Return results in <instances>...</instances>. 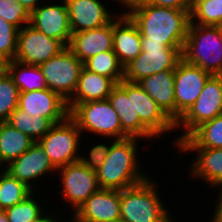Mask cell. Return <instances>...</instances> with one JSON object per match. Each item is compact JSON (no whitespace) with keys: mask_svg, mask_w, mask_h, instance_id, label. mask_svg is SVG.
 <instances>
[{"mask_svg":"<svg viewBox=\"0 0 222 222\" xmlns=\"http://www.w3.org/2000/svg\"><path fill=\"white\" fill-rule=\"evenodd\" d=\"M136 24L141 42L167 47H184L190 24V12L152 3L139 5L126 13Z\"/></svg>","mask_w":222,"mask_h":222,"instance_id":"cell-1","label":"cell"},{"mask_svg":"<svg viewBox=\"0 0 222 222\" xmlns=\"http://www.w3.org/2000/svg\"><path fill=\"white\" fill-rule=\"evenodd\" d=\"M107 157L96 170L100 189L123 190L148 179L137 159L138 138L112 140Z\"/></svg>","mask_w":222,"mask_h":222,"instance_id":"cell-2","label":"cell"},{"mask_svg":"<svg viewBox=\"0 0 222 222\" xmlns=\"http://www.w3.org/2000/svg\"><path fill=\"white\" fill-rule=\"evenodd\" d=\"M155 184L148 177L138 185L120 190V221L174 222Z\"/></svg>","mask_w":222,"mask_h":222,"instance_id":"cell-3","label":"cell"},{"mask_svg":"<svg viewBox=\"0 0 222 222\" xmlns=\"http://www.w3.org/2000/svg\"><path fill=\"white\" fill-rule=\"evenodd\" d=\"M182 59L211 75H222V28L190 23Z\"/></svg>","mask_w":222,"mask_h":222,"instance_id":"cell-4","label":"cell"},{"mask_svg":"<svg viewBox=\"0 0 222 222\" xmlns=\"http://www.w3.org/2000/svg\"><path fill=\"white\" fill-rule=\"evenodd\" d=\"M69 116L77 123L82 133L121 140L129 136L121 129L118 114L108 99L85 103H67Z\"/></svg>","mask_w":222,"mask_h":222,"instance_id":"cell-5","label":"cell"},{"mask_svg":"<svg viewBox=\"0 0 222 222\" xmlns=\"http://www.w3.org/2000/svg\"><path fill=\"white\" fill-rule=\"evenodd\" d=\"M142 52L124 67L123 80L137 83L163 70H175L182 59L183 47H167L162 43L141 42Z\"/></svg>","mask_w":222,"mask_h":222,"instance_id":"cell-6","label":"cell"},{"mask_svg":"<svg viewBox=\"0 0 222 222\" xmlns=\"http://www.w3.org/2000/svg\"><path fill=\"white\" fill-rule=\"evenodd\" d=\"M81 133L77 123L68 116L64 121L54 124L38 143L58 169L80 160L78 150L80 136H83Z\"/></svg>","mask_w":222,"mask_h":222,"instance_id":"cell-7","label":"cell"},{"mask_svg":"<svg viewBox=\"0 0 222 222\" xmlns=\"http://www.w3.org/2000/svg\"><path fill=\"white\" fill-rule=\"evenodd\" d=\"M220 114H222V75H211L196 102L175 124L176 129L181 126L185 130L175 139V146L202 123Z\"/></svg>","mask_w":222,"mask_h":222,"instance_id":"cell-8","label":"cell"},{"mask_svg":"<svg viewBox=\"0 0 222 222\" xmlns=\"http://www.w3.org/2000/svg\"><path fill=\"white\" fill-rule=\"evenodd\" d=\"M48 89L68 101L74 94L84 63L68 47L39 65Z\"/></svg>","mask_w":222,"mask_h":222,"instance_id":"cell-9","label":"cell"},{"mask_svg":"<svg viewBox=\"0 0 222 222\" xmlns=\"http://www.w3.org/2000/svg\"><path fill=\"white\" fill-rule=\"evenodd\" d=\"M61 175V197L67 200L76 211L93 193L100 187L97 181V173L80 161L58 168Z\"/></svg>","mask_w":222,"mask_h":222,"instance_id":"cell-10","label":"cell"},{"mask_svg":"<svg viewBox=\"0 0 222 222\" xmlns=\"http://www.w3.org/2000/svg\"><path fill=\"white\" fill-rule=\"evenodd\" d=\"M64 48L65 46L59 40L46 36L28 24L18 31L14 60L27 65L39 66Z\"/></svg>","mask_w":222,"mask_h":222,"instance_id":"cell-11","label":"cell"},{"mask_svg":"<svg viewBox=\"0 0 222 222\" xmlns=\"http://www.w3.org/2000/svg\"><path fill=\"white\" fill-rule=\"evenodd\" d=\"M211 74L181 59L174 71L175 124L196 102Z\"/></svg>","mask_w":222,"mask_h":222,"instance_id":"cell-12","label":"cell"},{"mask_svg":"<svg viewBox=\"0 0 222 222\" xmlns=\"http://www.w3.org/2000/svg\"><path fill=\"white\" fill-rule=\"evenodd\" d=\"M62 4L39 5L30 13V25L48 37L59 40L65 47L69 45L72 30L68 7Z\"/></svg>","mask_w":222,"mask_h":222,"instance_id":"cell-13","label":"cell"},{"mask_svg":"<svg viewBox=\"0 0 222 222\" xmlns=\"http://www.w3.org/2000/svg\"><path fill=\"white\" fill-rule=\"evenodd\" d=\"M18 108L25 114H38L48 118L53 124L64 121L69 116L67 101L50 89L20 92Z\"/></svg>","mask_w":222,"mask_h":222,"instance_id":"cell-14","label":"cell"},{"mask_svg":"<svg viewBox=\"0 0 222 222\" xmlns=\"http://www.w3.org/2000/svg\"><path fill=\"white\" fill-rule=\"evenodd\" d=\"M79 222L120 221V191L99 189L74 212Z\"/></svg>","mask_w":222,"mask_h":222,"instance_id":"cell-15","label":"cell"},{"mask_svg":"<svg viewBox=\"0 0 222 222\" xmlns=\"http://www.w3.org/2000/svg\"><path fill=\"white\" fill-rule=\"evenodd\" d=\"M113 109L118 114L121 129L129 136L136 138H157L139 119L134 111L133 95H128V82L122 80L116 84L108 96Z\"/></svg>","mask_w":222,"mask_h":222,"instance_id":"cell-16","label":"cell"},{"mask_svg":"<svg viewBox=\"0 0 222 222\" xmlns=\"http://www.w3.org/2000/svg\"><path fill=\"white\" fill-rule=\"evenodd\" d=\"M55 170L57 169L52 165L48 155L38 142H35L26 152L6 166L7 172L32 191H34L35 185H32L31 181L43 177L47 172H55Z\"/></svg>","mask_w":222,"mask_h":222,"instance_id":"cell-17","label":"cell"},{"mask_svg":"<svg viewBox=\"0 0 222 222\" xmlns=\"http://www.w3.org/2000/svg\"><path fill=\"white\" fill-rule=\"evenodd\" d=\"M128 95H133L134 111L138 113L140 121L156 137H162L160 135L163 133L176 130L175 123L138 83L128 82Z\"/></svg>","mask_w":222,"mask_h":222,"instance_id":"cell-18","label":"cell"},{"mask_svg":"<svg viewBox=\"0 0 222 222\" xmlns=\"http://www.w3.org/2000/svg\"><path fill=\"white\" fill-rule=\"evenodd\" d=\"M72 33L87 31L110 23L116 16L101 0H65ZM114 15V16H113Z\"/></svg>","mask_w":222,"mask_h":222,"instance_id":"cell-19","label":"cell"},{"mask_svg":"<svg viewBox=\"0 0 222 222\" xmlns=\"http://www.w3.org/2000/svg\"><path fill=\"white\" fill-rule=\"evenodd\" d=\"M114 19L99 28L72 33L70 51L82 62L101 52L113 51Z\"/></svg>","mask_w":222,"mask_h":222,"instance_id":"cell-20","label":"cell"},{"mask_svg":"<svg viewBox=\"0 0 222 222\" xmlns=\"http://www.w3.org/2000/svg\"><path fill=\"white\" fill-rule=\"evenodd\" d=\"M113 51L123 67L142 52L140 32L127 14L114 18Z\"/></svg>","mask_w":222,"mask_h":222,"instance_id":"cell-21","label":"cell"},{"mask_svg":"<svg viewBox=\"0 0 222 222\" xmlns=\"http://www.w3.org/2000/svg\"><path fill=\"white\" fill-rule=\"evenodd\" d=\"M174 71L163 70L143 78L137 83L175 123Z\"/></svg>","mask_w":222,"mask_h":222,"instance_id":"cell-22","label":"cell"},{"mask_svg":"<svg viewBox=\"0 0 222 222\" xmlns=\"http://www.w3.org/2000/svg\"><path fill=\"white\" fill-rule=\"evenodd\" d=\"M179 152L196 151L190 171L192 178H199L211 187H222V148H178ZM221 186V187H220Z\"/></svg>","mask_w":222,"mask_h":222,"instance_id":"cell-23","label":"cell"},{"mask_svg":"<svg viewBox=\"0 0 222 222\" xmlns=\"http://www.w3.org/2000/svg\"><path fill=\"white\" fill-rule=\"evenodd\" d=\"M116 83L109 77L83 68L73 96L67 103H85L108 99Z\"/></svg>","mask_w":222,"mask_h":222,"instance_id":"cell-24","label":"cell"},{"mask_svg":"<svg viewBox=\"0 0 222 222\" xmlns=\"http://www.w3.org/2000/svg\"><path fill=\"white\" fill-rule=\"evenodd\" d=\"M177 148H222V114L202 123Z\"/></svg>","mask_w":222,"mask_h":222,"instance_id":"cell-25","label":"cell"},{"mask_svg":"<svg viewBox=\"0 0 222 222\" xmlns=\"http://www.w3.org/2000/svg\"><path fill=\"white\" fill-rule=\"evenodd\" d=\"M35 142L9 123H0V159L7 166L26 152Z\"/></svg>","mask_w":222,"mask_h":222,"instance_id":"cell-26","label":"cell"},{"mask_svg":"<svg viewBox=\"0 0 222 222\" xmlns=\"http://www.w3.org/2000/svg\"><path fill=\"white\" fill-rule=\"evenodd\" d=\"M6 71L13 78L20 92L38 91L48 88L39 66L27 65L12 60L6 62Z\"/></svg>","mask_w":222,"mask_h":222,"instance_id":"cell-27","label":"cell"},{"mask_svg":"<svg viewBox=\"0 0 222 222\" xmlns=\"http://www.w3.org/2000/svg\"><path fill=\"white\" fill-rule=\"evenodd\" d=\"M7 123L27 134L34 142H38L54 125L48 118L38 114H25L18 107L10 114Z\"/></svg>","mask_w":222,"mask_h":222,"instance_id":"cell-28","label":"cell"},{"mask_svg":"<svg viewBox=\"0 0 222 222\" xmlns=\"http://www.w3.org/2000/svg\"><path fill=\"white\" fill-rule=\"evenodd\" d=\"M84 68L111 78L116 84L123 80L124 67L120 64L114 51L101 52L84 62Z\"/></svg>","mask_w":222,"mask_h":222,"instance_id":"cell-29","label":"cell"},{"mask_svg":"<svg viewBox=\"0 0 222 222\" xmlns=\"http://www.w3.org/2000/svg\"><path fill=\"white\" fill-rule=\"evenodd\" d=\"M3 171V172H2ZM0 172V209L5 210L23 201L33 191L6 171Z\"/></svg>","mask_w":222,"mask_h":222,"instance_id":"cell-30","label":"cell"},{"mask_svg":"<svg viewBox=\"0 0 222 222\" xmlns=\"http://www.w3.org/2000/svg\"><path fill=\"white\" fill-rule=\"evenodd\" d=\"M190 23L203 26H221L222 0H198L192 5Z\"/></svg>","mask_w":222,"mask_h":222,"instance_id":"cell-31","label":"cell"},{"mask_svg":"<svg viewBox=\"0 0 222 222\" xmlns=\"http://www.w3.org/2000/svg\"><path fill=\"white\" fill-rule=\"evenodd\" d=\"M19 89L7 71L0 74V123L7 122L18 107Z\"/></svg>","mask_w":222,"mask_h":222,"instance_id":"cell-32","label":"cell"},{"mask_svg":"<svg viewBox=\"0 0 222 222\" xmlns=\"http://www.w3.org/2000/svg\"><path fill=\"white\" fill-rule=\"evenodd\" d=\"M34 192L20 203L4 210L9 222H34L44 215L45 211H43L36 198L33 197Z\"/></svg>","mask_w":222,"mask_h":222,"instance_id":"cell-33","label":"cell"},{"mask_svg":"<svg viewBox=\"0 0 222 222\" xmlns=\"http://www.w3.org/2000/svg\"><path fill=\"white\" fill-rule=\"evenodd\" d=\"M0 17L19 30L30 24V12L16 0H0Z\"/></svg>","mask_w":222,"mask_h":222,"instance_id":"cell-34","label":"cell"},{"mask_svg":"<svg viewBox=\"0 0 222 222\" xmlns=\"http://www.w3.org/2000/svg\"><path fill=\"white\" fill-rule=\"evenodd\" d=\"M19 29L0 17V57L6 62L14 60Z\"/></svg>","mask_w":222,"mask_h":222,"instance_id":"cell-35","label":"cell"},{"mask_svg":"<svg viewBox=\"0 0 222 222\" xmlns=\"http://www.w3.org/2000/svg\"><path fill=\"white\" fill-rule=\"evenodd\" d=\"M109 146L105 143H98L94 147H92L88 152V156L80 155V162L90 168L91 170L96 171L102 164V162L106 159L107 153L109 150Z\"/></svg>","mask_w":222,"mask_h":222,"instance_id":"cell-36","label":"cell"},{"mask_svg":"<svg viewBox=\"0 0 222 222\" xmlns=\"http://www.w3.org/2000/svg\"><path fill=\"white\" fill-rule=\"evenodd\" d=\"M150 3L161 7L187 10L189 12H191L192 9L190 0H152Z\"/></svg>","mask_w":222,"mask_h":222,"instance_id":"cell-37","label":"cell"},{"mask_svg":"<svg viewBox=\"0 0 222 222\" xmlns=\"http://www.w3.org/2000/svg\"><path fill=\"white\" fill-rule=\"evenodd\" d=\"M117 1L119 3H121L119 5H122L123 9H124V7H126L128 9L126 12L124 10V14H126L131 9H133L139 5H142V4L150 3L152 0H117Z\"/></svg>","mask_w":222,"mask_h":222,"instance_id":"cell-38","label":"cell"},{"mask_svg":"<svg viewBox=\"0 0 222 222\" xmlns=\"http://www.w3.org/2000/svg\"><path fill=\"white\" fill-rule=\"evenodd\" d=\"M219 190H221L218 193L219 199L216 202L217 205L215 206L214 215L210 222H222V188Z\"/></svg>","mask_w":222,"mask_h":222,"instance_id":"cell-39","label":"cell"},{"mask_svg":"<svg viewBox=\"0 0 222 222\" xmlns=\"http://www.w3.org/2000/svg\"><path fill=\"white\" fill-rule=\"evenodd\" d=\"M18 1L20 4H22L26 9L29 10V12L31 13L34 9H36L39 4H41L39 2V0H16Z\"/></svg>","mask_w":222,"mask_h":222,"instance_id":"cell-40","label":"cell"},{"mask_svg":"<svg viewBox=\"0 0 222 222\" xmlns=\"http://www.w3.org/2000/svg\"><path fill=\"white\" fill-rule=\"evenodd\" d=\"M56 218L54 217H50L49 215L47 216V214L44 216L42 215L41 217H39L37 220H35L34 222H53Z\"/></svg>","mask_w":222,"mask_h":222,"instance_id":"cell-41","label":"cell"},{"mask_svg":"<svg viewBox=\"0 0 222 222\" xmlns=\"http://www.w3.org/2000/svg\"><path fill=\"white\" fill-rule=\"evenodd\" d=\"M6 71V61L0 57V74Z\"/></svg>","mask_w":222,"mask_h":222,"instance_id":"cell-42","label":"cell"},{"mask_svg":"<svg viewBox=\"0 0 222 222\" xmlns=\"http://www.w3.org/2000/svg\"><path fill=\"white\" fill-rule=\"evenodd\" d=\"M0 222H9L4 210L0 209Z\"/></svg>","mask_w":222,"mask_h":222,"instance_id":"cell-43","label":"cell"},{"mask_svg":"<svg viewBox=\"0 0 222 222\" xmlns=\"http://www.w3.org/2000/svg\"><path fill=\"white\" fill-rule=\"evenodd\" d=\"M72 222H79V220L77 219V217L73 214L72 215V218H71ZM53 222H60V219L59 220H54ZM62 222V221H61ZM70 222V221H69Z\"/></svg>","mask_w":222,"mask_h":222,"instance_id":"cell-44","label":"cell"},{"mask_svg":"<svg viewBox=\"0 0 222 222\" xmlns=\"http://www.w3.org/2000/svg\"><path fill=\"white\" fill-rule=\"evenodd\" d=\"M190 1H191L192 5H193L198 0H190Z\"/></svg>","mask_w":222,"mask_h":222,"instance_id":"cell-45","label":"cell"},{"mask_svg":"<svg viewBox=\"0 0 222 222\" xmlns=\"http://www.w3.org/2000/svg\"><path fill=\"white\" fill-rule=\"evenodd\" d=\"M1 164H4V163H3V162L1 161V159H0V167L3 166V165H1Z\"/></svg>","mask_w":222,"mask_h":222,"instance_id":"cell-46","label":"cell"}]
</instances>
